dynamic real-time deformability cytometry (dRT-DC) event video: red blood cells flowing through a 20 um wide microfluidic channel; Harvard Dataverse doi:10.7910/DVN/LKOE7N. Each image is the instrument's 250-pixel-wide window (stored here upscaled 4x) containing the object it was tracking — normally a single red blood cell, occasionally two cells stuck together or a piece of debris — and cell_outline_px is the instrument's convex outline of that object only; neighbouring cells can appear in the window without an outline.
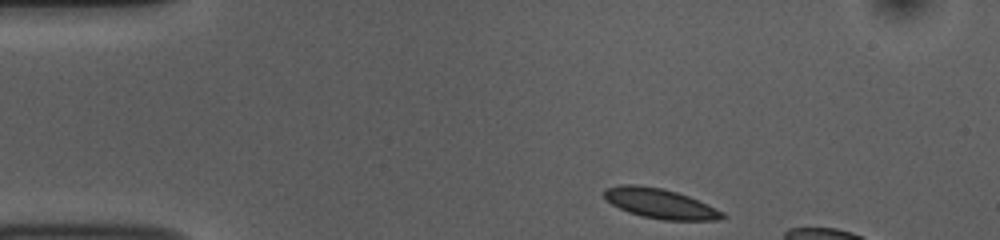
{"species": "common noctule bat (a hibernating species)", "species_latin": "Nyctalus noctula", "temperature_condition": "room temperature", "stored_images_in_passage": 8, "camera_frame_rate_fps": 3000, "um_per_image_px": 0.085, "animal": {"sex": "female", "body_mass_g": 10.0, "forearm_length_mm": 53.1}, "frame": {"image": 1, "passage_image": 1, "time_ms": 0.0, "image_size_px": [1000, 240], "cell_outline_px": [[728, 216], [720, 220], [664, 220], [640, 216], [628, 212], [612, 204], [604, 196], [604, 188], [620, 184], [636, 184], [660, 188], [676, 192], [688, 196], [724, 212]], "centroid_in_image_um": [56.1, 17.3], "position_along_channel_um": 28.9, "area_um2": 20.52}}